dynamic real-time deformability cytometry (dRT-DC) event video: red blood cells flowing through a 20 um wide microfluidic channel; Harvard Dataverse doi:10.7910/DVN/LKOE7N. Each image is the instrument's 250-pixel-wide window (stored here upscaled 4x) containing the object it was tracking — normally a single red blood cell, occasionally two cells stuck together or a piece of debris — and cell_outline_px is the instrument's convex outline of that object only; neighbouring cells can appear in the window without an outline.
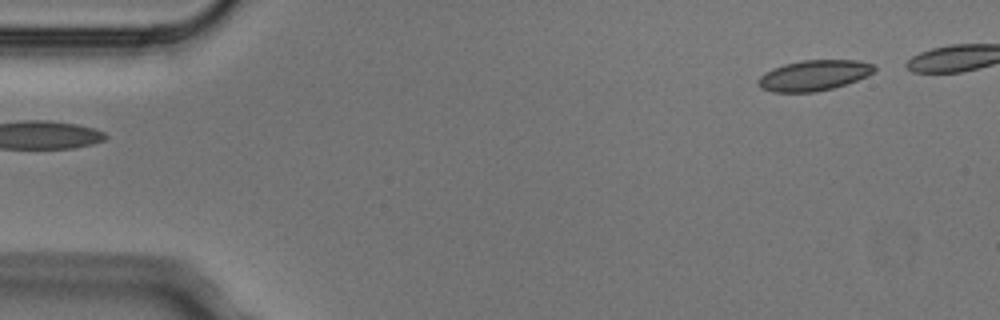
{"species": "Egyptian fruit bat (a non-hibernating species)", "species_latin": "Rousettus aegyptiacus", "temperature_condition": "cold", "stored_images_in_passage": 6, "segment_of_instrument_passage": [2, 2], "camera_frame_rate_fps": 3000, "um_per_image_px": 0.085, "animal": {"sex": "male"}, "frame": {"image": 1, "passage_image": 6, "time_ms": 1.667, "image_size_px": [1000, 320], "cell_outline_px": [[876, 68], [868, 76], [832, 88], [816, 92], [772, 92], [760, 88], [756, 80], [764, 72], [772, 68], [784, 64], [800, 60], [856, 60], [876, 64]], "centroid_in_image_um": [69.15, 6.4], "position_along_channel_um": 15.9, "area_um2": 20.81}}